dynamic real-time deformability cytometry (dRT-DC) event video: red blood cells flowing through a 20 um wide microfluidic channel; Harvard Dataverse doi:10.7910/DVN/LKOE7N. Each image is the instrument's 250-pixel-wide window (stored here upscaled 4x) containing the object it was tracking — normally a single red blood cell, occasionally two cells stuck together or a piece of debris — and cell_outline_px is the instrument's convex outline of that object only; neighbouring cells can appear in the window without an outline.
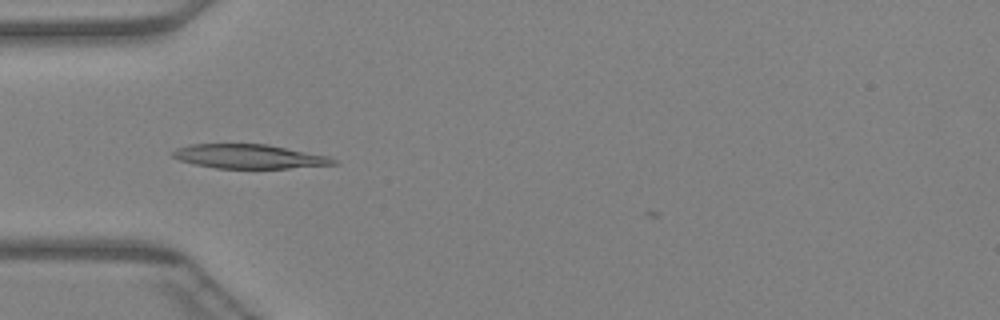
{"species": "Egyptian fruit bat (a non-hibernating species)", "species_latin": "Rousettus aegyptiacus", "temperature_condition": "warm", "stored_images_in_passage": 30, "camera_frame_rate_fps": 3000, "um_per_image_px": 0.085, "animal": {"sex": "female"}, "frame": {"image": 1, "passage_image": 4, "time_ms": 1.0, "image_size_px": [1000, 320], "cell_outline_px": [[340, 164], [288, 168], [216, 168], [196, 164], [180, 160], [172, 156], [172, 152], [176, 148], [188, 144], [268, 144], [328, 156], [336, 160]], "centroid_in_image_um": [21.18, 13.29], "position_along_channel_um": 63.8, "area_um2": 22.54}}
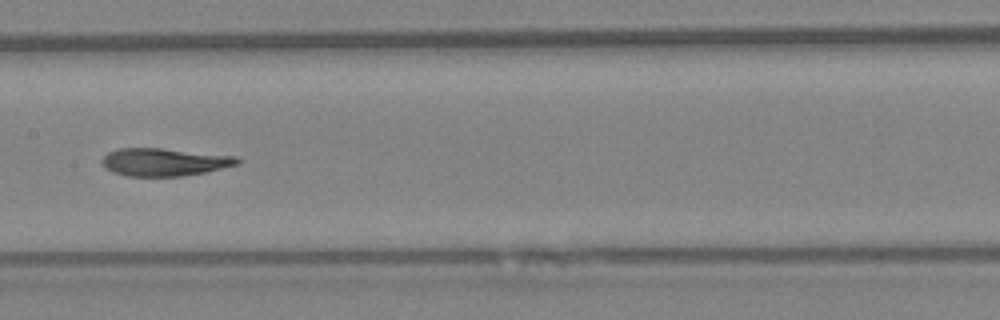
{"frame": {"image": 2, "passage_image": 13, "time_ms": 4.0, "image_size_px": [1000, 320], "cell_outline_px": [[240, 164], [208, 172], [180, 176], [128, 176], [112, 172], [104, 168], [100, 160], [108, 152], [116, 148], [160, 148], [236, 156], [240, 160]], "centroid_in_image_um": [13.95, 13.77], "position_along_channel_um": 193.5, "area_um2": 22.08}}
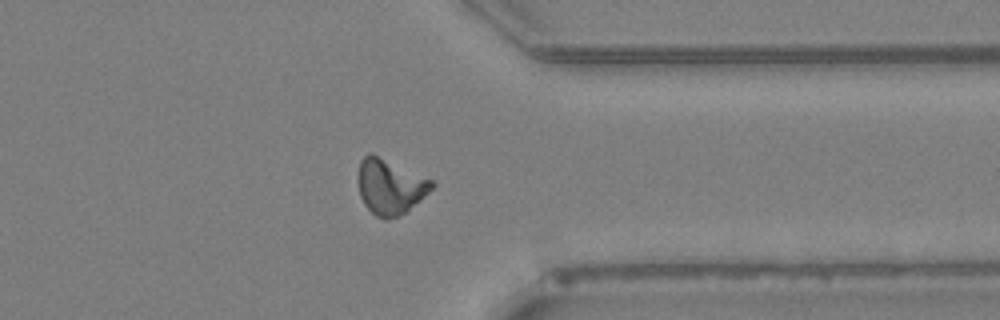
{"frame": {"image": 3, "passage_image": 26, "time_ms": 8.333, "image_size_px": [1000, 320], "cell_outline_px": [[436, 184], [420, 200], [404, 212], [396, 216], [384, 220], [376, 216], [364, 204], [360, 196], [360, 160], [368, 152], [372, 152], [432, 180]], "centroid_in_image_um": [33.16, 15.84], "position_along_channel_um": 378.2, "area_um2": 23.24}}